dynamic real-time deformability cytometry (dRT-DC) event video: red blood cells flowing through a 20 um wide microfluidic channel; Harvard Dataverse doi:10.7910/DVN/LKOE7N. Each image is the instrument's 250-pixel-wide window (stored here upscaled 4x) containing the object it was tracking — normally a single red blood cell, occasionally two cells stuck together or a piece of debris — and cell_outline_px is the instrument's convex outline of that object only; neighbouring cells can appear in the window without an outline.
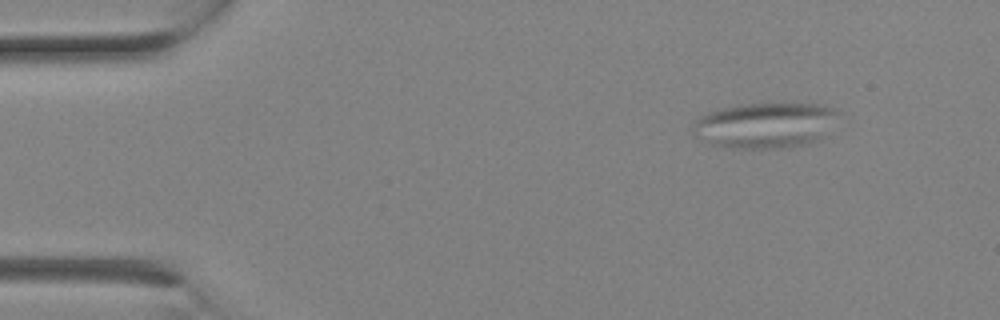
{"species": "Egyptian fruit bat (a non-hibernating species)", "species_latin": "Rousettus aegyptiacus", "temperature_condition": "room temperature", "stored_images_in_passage": 3, "camera_frame_rate_fps": 3000, "um_per_image_px": 0.085, "animal": {"sex": "female"}, "frame": {"image": 1, "passage_image": 3, "time_ms": 0.667, "image_size_px": [1000, 320], "cell_outline_px": [[840, 112], [820, 136], [808, 144], [788, 148], [732, 148], [712, 144], [696, 136], [692, 128], [692, 124], [700, 116], [708, 112], [720, 108], [736, 104], [816, 104], [832, 108]], "centroid_in_image_um": [64.96, 10.64], "position_along_channel_um": 20.0, "area_um2": 38.09}}